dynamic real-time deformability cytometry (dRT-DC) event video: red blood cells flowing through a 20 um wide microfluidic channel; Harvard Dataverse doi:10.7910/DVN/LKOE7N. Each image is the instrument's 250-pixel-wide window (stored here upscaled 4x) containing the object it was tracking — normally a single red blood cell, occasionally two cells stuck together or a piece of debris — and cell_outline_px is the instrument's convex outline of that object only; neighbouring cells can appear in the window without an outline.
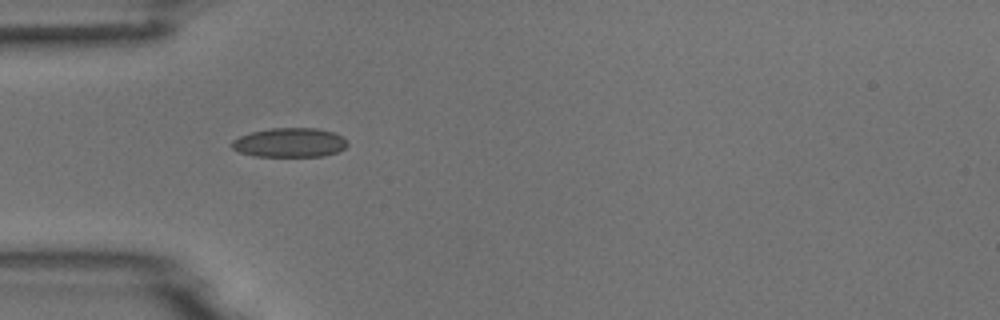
{"species": "common noctule bat (a hibernating species)", "species_latin": "Nyctalus noctula", "temperature_condition": "room temperature", "stored_images_in_passage": 2, "camera_frame_rate_fps": 3000, "um_per_image_px": 0.085, "animal": {"sex": "male", "body_mass_g": 18.8}, "frame": {"image": 1, "passage_image": 1, "time_ms": 0.0, "image_size_px": [1000, 320], "cell_outline_px": [[348, 144], [344, 148], [336, 152], [324, 156], [256, 156], [240, 152], [232, 148], [232, 140], [240, 136], [252, 132], [272, 128], [316, 128], [332, 132], [344, 136], [348, 140]], "centroid_in_image_um": [24.66, 12.11], "position_along_channel_um": 60.3, "area_um2": 19.65}}